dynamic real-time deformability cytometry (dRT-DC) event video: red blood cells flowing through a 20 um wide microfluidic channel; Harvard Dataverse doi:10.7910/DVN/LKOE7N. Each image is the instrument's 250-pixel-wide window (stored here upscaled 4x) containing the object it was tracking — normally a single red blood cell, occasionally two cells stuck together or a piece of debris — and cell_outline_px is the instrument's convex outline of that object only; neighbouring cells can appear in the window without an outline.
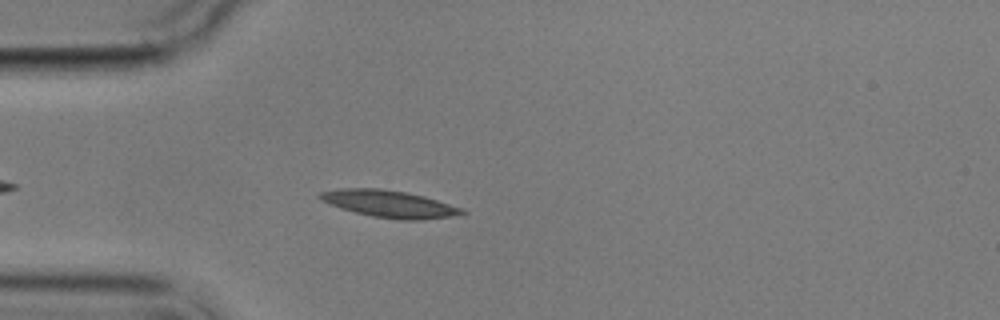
{"species": "common noctule bat (a hibernating species)", "species_latin": "Nyctalus noctula", "temperature_condition": "cold", "stored_images_in_passage": 5, "camera_frame_rate_fps": 3000, "um_per_image_px": 0.085, "animal": {"sex": "male", "body_mass_g": 17.9}, "frame": {"image": 1, "passage_image": 4, "time_ms": 4.667, "image_size_px": [1000, 320], "cell_outline_px": [[468, 212], [452, 216], [420, 220], [400, 220], [372, 216], [340, 208], [320, 200], [316, 196], [320, 192], [340, 188], [380, 188], [408, 192], [424, 196], [464, 208]], "centroid_in_image_um": [33.1, 17.32], "position_along_channel_um": 51.9, "area_um2": 22.54}}